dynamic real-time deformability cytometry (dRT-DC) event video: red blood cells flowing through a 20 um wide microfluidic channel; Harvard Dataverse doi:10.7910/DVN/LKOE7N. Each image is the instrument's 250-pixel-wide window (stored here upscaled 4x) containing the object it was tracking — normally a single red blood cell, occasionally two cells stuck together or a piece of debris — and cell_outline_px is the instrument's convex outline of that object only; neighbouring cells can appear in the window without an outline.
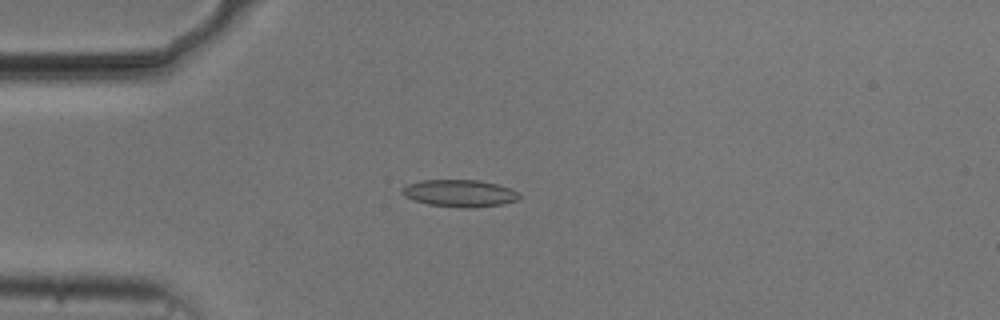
{"species": "common noctule bat (a hibernating species)", "species_latin": "Nyctalus noctula", "temperature_condition": "cold", "stored_images_in_passage": 41, "camera_frame_rate_fps": 3000, "um_per_image_px": 0.085, "animal": {"sex": "male", "body_mass_g": 20.5, "forearm_length_mm": 52.5}, "frame": {"image": 1, "passage_image": 1, "time_ms": 0.0, "image_size_px": [1000, 320], "cell_outline_px": [[520, 196], [516, 200], [500, 204], [472, 208], [460, 208], [428, 204], [404, 196], [400, 192], [400, 188], [408, 184], [420, 180], [480, 180], [496, 184], [520, 192]], "centroid_in_image_um": [39.03, 16.42], "position_along_channel_um": 46.0, "area_um2": 18.5}}
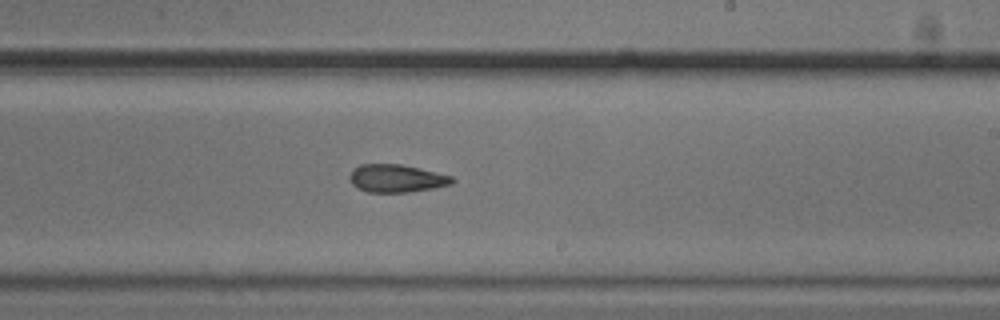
{"frame": {"image": 2, "passage_image": 19, "time_ms": 6.0, "image_size_px": [1000, 320], "cell_outline_px": [[456, 180], [452, 184], [432, 188], [408, 192], [368, 192], [356, 188], [348, 180], [348, 176], [352, 168], [360, 164], [400, 164], [420, 168], [452, 176]], "centroid_in_image_um": [33.65, 15.16], "position_along_channel_um": 255.3, "area_um2": 16.82}}
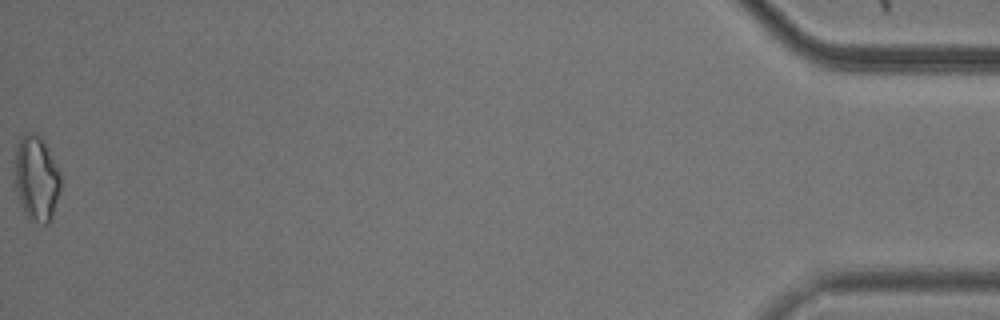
{"frame": {"image": 3, "passage_image": 41, "time_ms": 13.333, "image_size_px": [1000, 320], "cell_outline_px": [[60, 192], [52, 216], [48, 224], [44, 224], [28, 220], [20, 204], [16, 188], [16, 144], [20, 136], [28, 132], [36, 132], [44, 140], [60, 172]], "centroid_in_image_um": [3.11, 15.15], "position_along_channel_um": 432.1, "area_um2": 22.89}, "authors_computed_cell_mechanics": {"area_um2": 17.051, "velocity_mm_per_s": 3.7487, "shape_relaxation_time_tau1_ms": null, "shape_relaxation_time_tau2_ms": 3.0846, "deformation_change_tau1": null, "deformation_change_tau2": 0.1014}}